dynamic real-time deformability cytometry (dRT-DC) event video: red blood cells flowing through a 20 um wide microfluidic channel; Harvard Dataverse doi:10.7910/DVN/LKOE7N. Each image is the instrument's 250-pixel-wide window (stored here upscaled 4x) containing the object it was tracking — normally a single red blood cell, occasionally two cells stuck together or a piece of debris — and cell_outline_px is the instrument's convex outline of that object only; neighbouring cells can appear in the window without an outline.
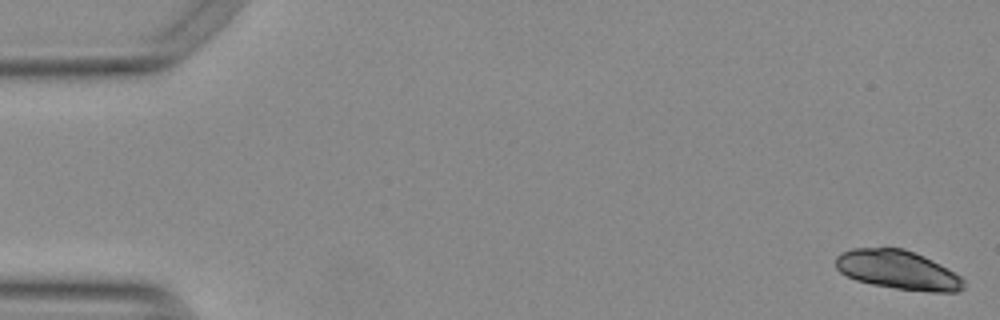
{"species": "Egyptian fruit bat (a non-hibernating species)", "species_latin": "Rousettus aegyptiacus", "temperature_condition": "warm", "stored_images_in_passage": 53, "camera_frame_rate_fps": 3000, "um_per_image_px": 0.085, "animal": {"sex": "female"}, "frame": {"image": 1, "passage_image": 1, "time_ms": 0.0, "image_size_px": [1000, 320], "cell_outline_px": [[964, 288], [960, 292], [932, 292], [896, 288], [872, 284], [856, 280], [840, 272], [836, 268], [836, 256], [840, 252], [852, 248], [904, 248], [924, 256], [948, 268], [960, 276], [964, 280]], "centroid_in_image_um": [76.33, 22.94], "position_along_channel_um": 8.7, "area_um2": 29.13}}